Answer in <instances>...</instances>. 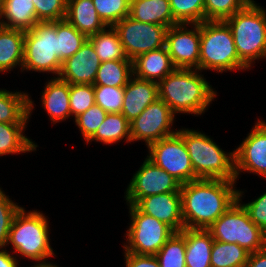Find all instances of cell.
Masks as SVG:
<instances>
[{
	"instance_id": "cell-1",
	"label": "cell",
	"mask_w": 266,
	"mask_h": 267,
	"mask_svg": "<svg viewBox=\"0 0 266 267\" xmlns=\"http://www.w3.org/2000/svg\"><path fill=\"white\" fill-rule=\"evenodd\" d=\"M236 181L197 179L181 184L185 228L208 229L236 201Z\"/></svg>"
},
{
	"instance_id": "cell-2",
	"label": "cell",
	"mask_w": 266,
	"mask_h": 267,
	"mask_svg": "<svg viewBox=\"0 0 266 267\" xmlns=\"http://www.w3.org/2000/svg\"><path fill=\"white\" fill-rule=\"evenodd\" d=\"M158 92L174 114L194 116L205 113L217 96L198 69L176 68L158 83Z\"/></svg>"
},
{
	"instance_id": "cell-3",
	"label": "cell",
	"mask_w": 266,
	"mask_h": 267,
	"mask_svg": "<svg viewBox=\"0 0 266 267\" xmlns=\"http://www.w3.org/2000/svg\"><path fill=\"white\" fill-rule=\"evenodd\" d=\"M194 170V180L222 179L236 181L235 156L226 153L210 136L193 129H178Z\"/></svg>"
},
{
	"instance_id": "cell-4",
	"label": "cell",
	"mask_w": 266,
	"mask_h": 267,
	"mask_svg": "<svg viewBox=\"0 0 266 267\" xmlns=\"http://www.w3.org/2000/svg\"><path fill=\"white\" fill-rule=\"evenodd\" d=\"M48 223L42 212H26L21 207L12 221L6 247L11 244L14 249L12 253L16 252L28 260L35 261L34 264L50 263L47 258L56 255L50 245Z\"/></svg>"
},
{
	"instance_id": "cell-5",
	"label": "cell",
	"mask_w": 266,
	"mask_h": 267,
	"mask_svg": "<svg viewBox=\"0 0 266 267\" xmlns=\"http://www.w3.org/2000/svg\"><path fill=\"white\" fill-rule=\"evenodd\" d=\"M231 29L239 59L250 69L266 58V10L254 0L224 20Z\"/></svg>"
},
{
	"instance_id": "cell-6",
	"label": "cell",
	"mask_w": 266,
	"mask_h": 267,
	"mask_svg": "<svg viewBox=\"0 0 266 267\" xmlns=\"http://www.w3.org/2000/svg\"><path fill=\"white\" fill-rule=\"evenodd\" d=\"M249 68L239 59L231 29L225 21L205 20L200 23L199 71L222 73Z\"/></svg>"
},
{
	"instance_id": "cell-7",
	"label": "cell",
	"mask_w": 266,
	"mask_h": 267,
	"mask_svg": "<svg viewBox=\"0 0 266 267\" xmlns=\"http://www.w3.org/2000/svg\"><path fill=\"white\" fill-rule=\"evenodd\" d=\"M244 191L238 190L237 201L207 230L216 241L236 243L249 253L266 247V234L249 218L241 205Z\"/></svg>"
},
{
	"instance_id": "cell-8",
	"label": "cell",
	"mask_w": 266,
	"mask_h": 267,
	"mask_svg": "<svg viewBox=\"0 0 266 267\" xmlns=\"http://www.w3.org/2000/svg\"><path fill=\"white\" fill-rule=\"evenodd\" d=\"M61 67L57 56L56 21L38 22L25 31L22 72H48L58 77Z\"/></svg>"
},
{
	"instance_id": "cell-9",
	"label": "cell",
	"mask_w": 266,
	"mask_h": 267,
	"mask_svg": "<svg viewBox=\"0 0 266 267\" xmlns=\"http://www.w3.org/2000/svg\"><path fill=\"white\" fill-rule=\"evenodd\" d=\"M127 205L131 222L125 235L124 252L156 255L174 231L155 217L140 212L134 205Z\"/></svg>"
},
{
	"instance_id": "cell-10",
	"label": "cell",
	"mask_w": 266,
	"mask_h": 267,
	"mask_svg": "<svg viewBox=\"0 0 266 267\" xmlns=\"http://www.w3.org/2000/svg\"><path fill=\"white\" fill-rule=\"evenodd\" d=\"M113 28L117 31L125 55L134 60L138 55L165 46L167 27L152 23H143L125 17Z\"/></svg>"
},
{
	"instance_id": "cell-11",
	"label": "cell",
	"mask_w": 266,
	"mask_h": 267,
	"mask_svg": "<svg viewBox=\"0 0 266 267\" xmlns=\"http://www.w3.org/2000/svg\"><path fill=\"white\" fill-rule=\"evenodd\" d=\"M147 158L162 168L181 184L194 181V170L183 138L178 134L153 142L148 147Z\"/></svg>"
},
{
	"instance_id": "cell-12",
	"label": "cell",
	"mask_w": 266,
	"mask_h": 267,
	"mask_svg": "<svg viewBox=\"0 0 266 267\" xmlns=\"http://www.w3.org/2000/svg\"><path fill=\"white\" fill-rule=\"evenodd\" d=\"M180 187L176 178L146 158L128 184L124 198L127 204L135 205L150 195L180 192Z\"/></svg>"
},
{
	"instance_id": "cell-13",
	"label": "cell",
	"mask_w": 266,
	"mask_h": 267,
	"mask_svg": "<svg viewBox=\"0 0 266 267\" xmlns=\"http://www.w3.org/2000/svg\"><path fill=\"white\" fill-rule=\"evenodd\" d=\"M174 117L170 107L158 98L130 122L132 142L142 140L148 147L153 142L176 134L178 130L171 129Z\"/></svg>"
},
{
	"instance_id": "cell-14",
	"label": "cell",
	"mask_w": 266,
	"mask_h": 267,
	"mask_svg": "<svg viewBox=\"0 0 266 267\" xmlns=\"http://www.w3.org/2000/svg\"><path fill=\"white\" fill-rule=\"evenodd\" d=\"M188 25L192 29L188 28ZM165 47L176 68L198 69L200 24H176L167 29Z\"/></svg>"
},
{
	"instance_id": "cell-15",
	"label": "cell",
	"mask_w": 266,
	"mask_h": 267,
	"mask_svg": "<svg viewBox=\"0 0 266 267\" xmlns=\"http://www.w3.org/2000/svg\"><path fill=\"white\" fill-rule=\"evenodd\" d=\"M236 181L240 172L266 178V122L258 119L247 137L234 150Z\"/></svg>"
},
{
	"instance_id": "cell-16",
	"label": "cell",
	"mask_w": 266,
	"mask_h": 267,
	"mask_svg": "<svg viewBox=\"0 0 266 267\" xmlns=\"http://www.w3.org/2000/svg\"><path fill=\"white\" fill-rule=\"evenodd\" d=\"M140 212L148 214L168 225L174 232L184 229L180 192L150 195L134 205Z\"/></svg>"
},
{
	"instance_id": "cell-17",
	"label": "cell",
	"mask_w": 266,
	"mask_h": 267,
	"mask_svg": "<svg viewBox=\"0 0 266 267\" xmlns=\"http://www.w3.org/2000/svg\"><path fill=\"white\" fill-rule=\"evenodd\" d=\"M100 64L99 56L87 40L73 56L62 62L58 77L69 84L93 85Z\"/></svg>"
},
{
	"instance_id": "cell-18",
	"label": "cell",
	"mask_w": 266,
	"mask_h": 267,
	"mask_svg": "<svg viewBox=\"0 0 266 267\" xmlns=\"http://www.w3.org/2000/svg\"><path fill=\"white\" fill-rule=\"evenodd\" d=\"M158 98V83L139 79L133 75L124 87L121 114L131 122Z\"/></svg>"
},
{
	"instance_id": "cell-19",
	"label": "cell",
	"mask_w": 266,
	"mask_h": 267,
	"mask_svg": "<svg viewBox=\"0 0 266 267\" xmlns=\"http://www.w3.org/2000/svg\"><path fill=\"white\" fill-rule=\"evenodd\" d=\"M175 69L165 46L140 54L133 60V75L156 83L162 81Z\"/></svg>"
},
{
	"instance_id": "cell-20",
	"label": "cell",
	"mask_w": 266,
	"mask_h": 267,
	"mask_svg": "<svg viewBox=\"0 0 266 267\" xmlns=\"http://www.w3.org/2000/svg\"><path fill=\"white\" fill-rule=\"evenodd\" d=\"M69 89L70 84L59 77H52L45 84L41 105L53 124L65 121L71 116Z\"/></svg>"
},
{
	"instance_id": "cell-21",
	"label": "cell",
	"mask_w": 266,
	"mask_h": 267,
	"mask_svg": "<svg viewBox=\"0 0 266 267\" xmlns=\"http://www.w3.org/2000/svg\"><path fill=\"white\" fill-rule=\"evenodd\" d=\"M65 19L87 37L107 28L92 0H68Z\"/></svg>"
},
{
	"instance_id": "cell-22",
	"label": "cell",
	"mask_w": 266,
	"mask_h": 267,
	"mask_svg": "<svg viewBox=\"0 0 266 267\" xmlns=\"http://www.w3.org/2000/svg\"><path fill=\"white\" fill-rule=\"evenodd\" d=\"M186 267H211V249L214 239L207 229L184 228Z\"/></svg>"
},
{
	"instance_id": "cell-23",
	"label": "cell",
	"mask_w": 266,
	"mask_h": 267,
	"mask_svg": "<svg viewBox=\"0 0 266 267\" xmlns=\"http://www.w3.org/2000/svg\"><path fill=\"white\" fill-rule=\"evenodd\" d=\"M32 1L2 0L0 26L22 31L31 30L39 22Z\"/></svg>"
},
{
	"instance_id": "cell-24",
	"label": "cell",
	"mask_w": 266,
	"mask_h": 267,
	"mask_svg": "<svg viewBox=\"0 0 266 267\" xmlns=\"http://www.w3.org/2000/svg\"><path fill=\"white\" fill-rule=\"evenodd\" d=\"M129 16L143 23L167 28L179 24L172 15L169 0H131Z\"/></svg>"
},
{
	"instance_id": "cell-25",
	"label": "cell",
	"mask_w": 266,
	"mask_h": 267,
	"mask_svg": "<svg viewBox=\"0 0 266 267\" xmlns=\"http://www.w3.org/2000/svg\"><path fill=\"white\" fill-rule=\"evenodd\" d=\"M30 94L0 89V123H28L34 109Z\"/></svg>"
},
{
	"instance_id": "cell-26",
	"label": "cell",
	"mask_w": 266,
	"mask_h": 267,
	"mask_svg": "<svg viewBox=\"0 0 266 267\" xmlns=\"http://www.w3.org/2000/svg\"><path fill=\"white\" fill-rule=\"evenodd\" d=\"M25 31L0 26V72L19 66L22 72Z\"/></svg>"
},
{
	"instance_id": "cell-27",
	"label": "cell",
	"mask_w": 266,
	"mask_h": 267,
	"mask_svg": "<svg viewBox=\"0 0 266 267\" xmlns=\"http://www.w3.org/2000/svg\"><path fill=\"white\" fill-rule=\"evenodd\" d=\"M27 123H0V156L36 151L38 145L23 135Z\"/></svg>"
},
{
	"instance_id": "cell-28",
	"label": "cell",
	"mask_w": 266,
	"mask_h": 267,
	"mask_svg": "<svg viewBox=\"0 0 266 267\" xmlns=\"http://www.w3.org/2000/svg\"><path fill=\"white\" fill-rule=\"evenodd\" d=\"M123 139L126 143L132 142L130 122L121 113H108L95 134L86 143L95 140V142L111 145Z\"/></svg>"
},
{
	"instance_id": "cell-29",
	"label": "cell",
	"mask_w": 266,
	"mask_h": 267,
	"mask_svg": "<svg viewBox=\"0 0 266 267\" xmlns=\"http://www.w3.org/2000/svg\"><path fill=\"white\" fill-rule=\"evenodd\" d=\"M133 76V60H110L102 62L93 86L124 88Z\"/></svg>"
},
{
	"instance_id": "cell-30",
	"label": "cell",
	"mask_w": 266,
	"mask_h": 267,
	"mask_svg": "<svg viewBox=\"0 0 266 267\" xmlns=\"http://www.w3.org/2000/svg\"><path fill=\"white\" fill-rule=\"evenodd\" d=\"M88 41L93 45L101 63L110 60H131L126 57L118 33L113 27L107 26V29L88 37Z\"/></svg>"
},
{
	"instance_id": "cell-31",
	"label": "cell",
	"mask_w": 266,
	"mask_h": 267,
	"mask_svg": "<svg viewBox=\"0 0 266 267\" xmlns=\"http://www.w3.org/2000/svg\"><path fill=\"white\" fill-rule=\"evenodd\" d=\"M57 56L61 62L73 56L85 44L88 37L79 32L66 19L56 21Z\"/></svg>"
},
{
	"instance_id": "cell-32",
	"label": "cell",
	"mask_w": 266,
	"mask_h": 267,
	"mask_svg": "<svg viewBox=\"0 0 266 267\" xmlns=\"http://www.w3.org/2000/svg\"><path fill=\"white\" fill-rule=\"evenodd\" d=\"M249 252L236 243H223L214 240L211 249V267H244Z\"/></svg>"
},
{
	"instance_id": "cell-33",
	"label": "cell",
	"mask_w": 266,
	"mask_h": 267,
	"mask_svg": "<svg viewBox=\"0 0 266 267\" xmlns=\"http://www.w3.org/2000/svg\"><path fill=\"white\" fill-rule=\"evenodd\" d=\"M185 250V236L174 232L155 256L160 267H186Z\"/></svg>"
},
{
	"instance_id": "cell-34",
	"label": "cell",
	"mask_w": 266,
	"mask_h": 267,
	"mask_svg": "<svg viewBox=\"0 0 266 267\" xmlns=\"http://www.w3.org/2000/svg\"><path fill=\"white\" fill-rule=\"evenodd\" d=\"M174 19L179 23L200 24L205 21L204 0H169Z\"/></svg>"
},
{
	"instance_id": "cell-35",
	"label": "cell",
	"mask_w": 266,
	"mask_h": 267,
	"mask_svg": "<svg viewBox=\"0 0 266 267\" xmlns=\"http://www.w3.org/2000/svg\"><path fill=\"white\" fill-rule=\"evenodd\" d=\"M98 16L106 26L113 27L129 16L131 0H92Z\"/></svg>"
},
{
	"instance_id": "cell-36",
	"label": "cell",
	"mask_w": 266,
	"mask_h": 267,
	"mask_svg": "<svg viewBox=\"0 0 266 267\" xmlns=\"http://www.w3.org/2000/svg\"><path fill=\"white\" fill-rule=\"evenodd\" d=\"M251 0H204L205 20H222L241 10Z\"/></svg>"
},
{
	"instance_id": "cell-37",
	"label": "cell",
	"mask_w": 266,
	"mask_h": 267,
	"mask_svg": "<svg viewBox=\"0 0 266 267\" xmlns=\"http://www.w3.org/2000/svg\"><path fill=\"white\" fill-rule=\"evenodd\" d=\"M95 103L107 113H121L124 101V88L93 86Z\"/></svg>"
},
{
	"instance_id": "cell-38",
	"label": "cell",
	"mask_w": 266,
	"mask_h": 267,
	"mask_svg": "<svg viewBox=\"0 0 266 267\" xmlns=\"http://www.w3.org/2000/svg\"><path fill=\"white\" fill-rule=\"evenodd\" d=\"M69 95L71 117H77L96 104L93 85L70 84Z\"/></svg>"
},
{
	"instance_id": "cell-39",
	"label": "cell",
	"mask_w": 266,
	"mask_h": 267,
	"mask_svg": "<svg viewBox=\"0 0 266 267\" xmlns=\"http://www.w3.org/2000/svg\"><path fill=\"white\" fill-rule=\"evenodd\" d=\"M107 112L98 105H93L87 111L74 118L84 141H88L97 131L99 125L105 120Z\"/></svg>"
},
{
	"instance_id": "cell-40",
	"label": "cell",
	"mask_w": 266,
	"mask_h": 267,
	"mask_svg": "<svg viewBox=\"0 0 266 267\" xmlns=\"http://www.w3.org/2000/svg\"><path fill=\"white\" fill-rule=\"evenodd\" d=\"M39 22L59 21L66 17L67 0H33Z\"/></svg>"
},
{
	"instance_id": "cell-41",
	"label": "cell",
	"mask_w": 266,
	"mask_h": 267,
	"mask_svg": "<svg viewBox=\"0 0 266 267\" xmlns=\"http://www.w3.org/2000/svg\"><path fill=\"white\" fill-rule=\"evenodd\" d=\"M20 208L0 187V248L6 247L12 221Z\"/></svg>"
},
{
	"instance_id": "cell-42",
	"label": "cell",
	"mask_w": 266,
	"mask_h": 267,
	"mask_svg": "<svg viewBox=\"0 0 266 267\" xmlns=\"http://www.w3.org/2000/svg\"><path fill=\"white\" fill-rule=\"evenodd\" d=\"M241 205L247 211L249 218L266 234V192L257 199Z\"/></svg>"
},
{
	"instance_id": "cell-43",
	"label": "cell",
	"mask_w": 266,
	"mask_h": 267,
	"mask_svg": "<svg viewBox=\"0 0 266 267\" xmlns=\"http://www.w3.org/2000/svg\"><path fill=\"white\" fill-rule=\"evenodd\" d=\"M124 256L126 267H160L155 255H138L125 252Z\"/></svg>"
},
{
	"instance_id": "cell-44",
	"label": "cell",
	"mask_w": 266,
	"mask_h": 267,
	"mask_svg": "<svg viewBox=\"0 0 266 267\" xmlns=\"http://www.w3.org/2000/svg\"><path fill=\"white\" fill-rule=\"evenodd\" d=\"M244 267H266V247L260 251L250 253Z\"/></svg>"
},
{
	"instance_id": "cell-45",
	"label": "cell",
	"mask_w": 266,
	"mask_h": 267,
	"mask_svg": "<svg viewBox=\"0 0 266 267\" xmlns=\"http://www.w3.org/2000/svg\"><path fill=\"white\" fill-rule=\"evenodd\" d=\"M17 254L14 256L6 248H0V267H19Z\"/></svg>"
},
{
	"instance_id": "cell-46",
	"label": "cell",
	"mask_w": 266,
	"mask_h": 267,
	"mask_svg": "<svg viewBox=\"0 0 266 267\" xmlns=\"http://www.w3.org/2000/svg\"><path fill=\"white\" fill-rule=\"evenodd\" d=\"M31 267H59L56 264L48 263V264H34Z\"/></svg>"
}]
</instances>
